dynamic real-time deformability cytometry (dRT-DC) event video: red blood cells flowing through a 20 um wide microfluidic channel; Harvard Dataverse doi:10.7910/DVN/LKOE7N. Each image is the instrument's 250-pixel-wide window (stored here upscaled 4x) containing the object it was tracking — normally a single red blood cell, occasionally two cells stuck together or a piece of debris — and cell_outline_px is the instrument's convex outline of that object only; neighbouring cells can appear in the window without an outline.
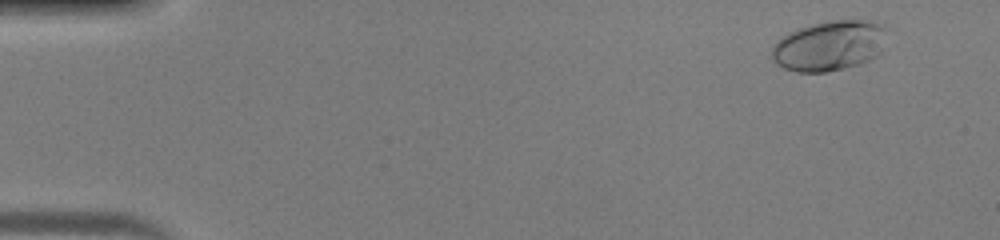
{"species": "human", "species_latin": "Homo sapiens", "temperature_condition": "warm", "stored_images_in_passage": 45, "camera_frame_rate_fps": 3000, "um_per_image_px": 0.085, "donor": {"sex": "male"}, "frame": {"image": 1, "passage_image": 3, "time_ms": 0.667, "image_size_px": [1000, 240], "cell_outline_px": [[888, 28], [880, 52], [876, 56], [860, 64], [844, 68], [824, 72], [796, 72], [784, 68], [772, 60], [772, 48], [776, 40], [780, 36], [788, 32], [812, 24], [832, 20], [872, 20], [884, 24]], "centroid_in_image_um": [70.5, 3.87], "position_along_channel_um": 14.5, "area_um2": 33.93}}
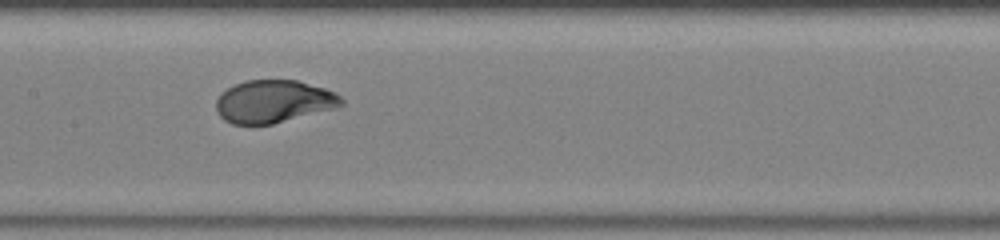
{"frame": {"image": 2, "passage_image": 23, "time_ms": 7.333, "image_size_px": [1000, 240], "cell_outline_px": [[344, 104], [336, 108], [272, 124], [232, 124], [224, 120], [216, 112], [216, 100], [220, 92], [244, 80], [296, 80], [324, 88], [336, 92], [344, 100]], "centroid_in_image_um": [23.25, 8.62], "position_along_channel_um": 184.1, "area_um2": 31.27}}
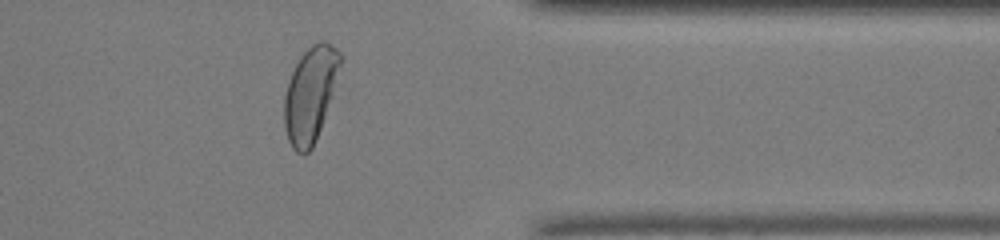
{"frame": {"image": 3, "passage_image": 37, "time_ms": 12.0, "image_size_px": [1000, 240], "cell_outline_px": [[340, 64], [332, 96], [316, 140], [312, 148], [308, 152], [296, 152], [292, 148], [288, 140], [284, 128], [284, 96], [288, 80], [300, 56], [312, 44], [320, 40], [324, 40], [336, 48], [340, 52]], "centroid_in_image_um": [26.35, 8.02], "position_along_channel_um": 385.1, "area_um2": 30.69}}